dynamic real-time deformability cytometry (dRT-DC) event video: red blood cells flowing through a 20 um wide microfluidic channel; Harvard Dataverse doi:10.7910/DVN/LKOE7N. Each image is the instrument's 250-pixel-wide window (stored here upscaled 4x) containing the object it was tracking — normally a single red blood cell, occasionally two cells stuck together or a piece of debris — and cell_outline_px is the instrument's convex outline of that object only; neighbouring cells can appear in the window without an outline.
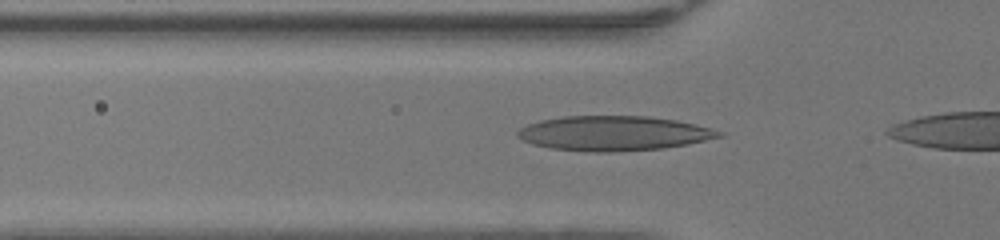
{"species": "human", "species_latin": "Homo sapiens", "temperature_condition": "warm", "stored_images_in_passage": 14, "camera_frame_rate_fps": 3000, "um_per_image_px": 0.085, "donor": {"sex": "female"}, "frame": {"image": 1, "passage_image": 3, "time_ms": 0.667, "image_size_px": [1000, 240], "cell_outline_px": [[724, 136], [688, 144], [660, 148], [608, 152], [588, 152], [552, 148], [532, 144], [516, 136], [516, 132], [520, 128], [528, 124], [540, 120], [564, 116], [648, 116], [676, 120], [696, 124], [712, 128], [724, 132]], "centroid_in_image_um": [52.17, 11.32], "position_along_channel_um": 73.6, "area_um2": 40.75}}
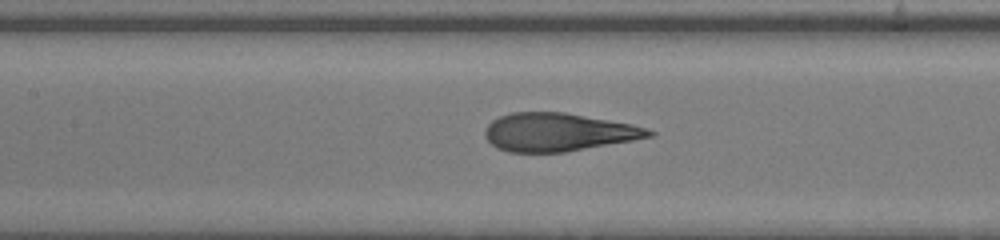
{"frame": {"image": 2, "passage_image": 9, "time_ms": 2.667, "image_size_px": [1000, 240], "cell_outline_px": [[656, 136], [564, 152], [508, 152], [496, 148], [484, 136], [484, 128], [492, 120], [500, 116], [512, 112], [564, 112], [632, 124], [648, 128], [656, 132]], "centroid_in_image_um": [47.44, 11.23], "position_along_channel_um": 160.0, "area_um2": 36.53}}
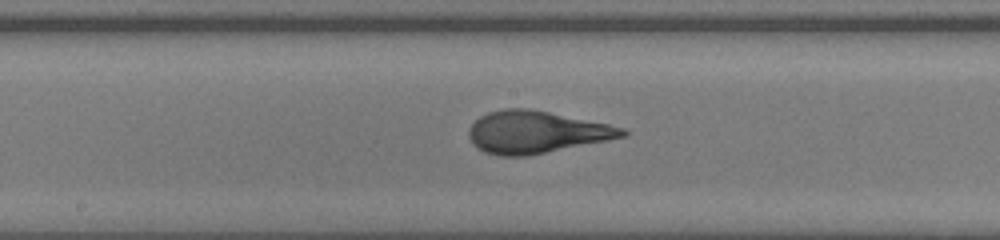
{"frame": {"image": 3, "passage_image": 12, "time_ms": 3.667, "image_size_px": [1000, 240], "cell_outline_px": [[628, 132], [624, 136], [608, 140], [528, 156], [500, 156], [484, 152], [476, 148], [472, 144], [468, 136], [468, 128], [480, 116], [488, 112], [504, 108], [528, 108], [608, 124], [624, 128]], "centroid_in_image_um": [45.52, 11.24], "position_along_channel_um": 202.7, "area_um2": 37.69}}